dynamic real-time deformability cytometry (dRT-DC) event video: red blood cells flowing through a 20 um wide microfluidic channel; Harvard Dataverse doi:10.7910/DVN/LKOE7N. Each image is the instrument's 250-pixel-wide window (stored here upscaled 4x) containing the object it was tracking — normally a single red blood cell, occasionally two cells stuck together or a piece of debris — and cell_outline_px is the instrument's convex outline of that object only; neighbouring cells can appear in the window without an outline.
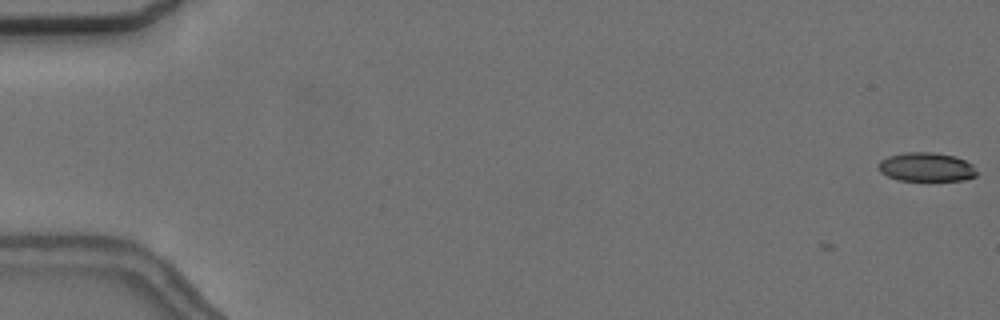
{"species": "common noctule bat (a hibernating species)", "species_latin": "Nyctalus noctula", "temperature_condition": "cold", "stored_images_in_passage": 5, "camera_frame_rate_fps": 3000, "um_per_image_px": 0.085, "animal": {"sex": "female", "body_mass_g": 24.6, "forearm_length_mm": 56.2}, "frame": {"image": 1, "passage_image": 5, "time_ms": 1.333, "image_size_px": [1000, 320], "cell_outline_px": [[976, 176], [964, 180], [896, 180], [880, 172], [876, 168], [876, 164], [880, 160], [888, 156], [904, 152], [932, 152], [956, 156], [972, 164], [976, 172]], "centroid_in_image_um": [78.68, 14.19], "position_along_channel_um": 6.3, "area_um2": 16.7}}